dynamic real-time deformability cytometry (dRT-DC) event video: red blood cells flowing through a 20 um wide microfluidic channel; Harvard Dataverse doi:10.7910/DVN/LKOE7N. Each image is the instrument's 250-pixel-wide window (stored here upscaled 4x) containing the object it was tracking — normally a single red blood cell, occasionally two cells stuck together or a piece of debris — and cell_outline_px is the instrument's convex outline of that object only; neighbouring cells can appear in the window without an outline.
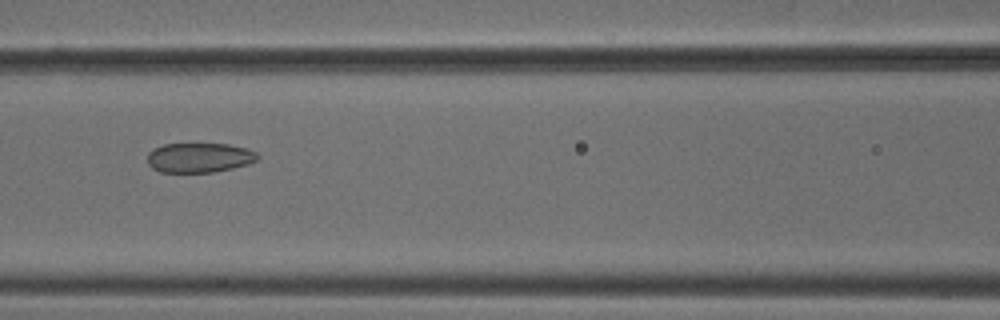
{"species": "common noctule bat (a hibernating species)", "species_latin": "Nyctalus noctula", "temperature_condition": "cold", "stored_images_in_passage": 8, "camera_frame_rate_fps": 3000, "um_per_image_px": 0.085, "animal": {"sex": "male", "body_mass_g": 18.8}, "frame": {"image": 1, "passage_image": 6, "time_ms": 1.667, "image_size_px": [1000, 320], "cell_outline_px": [[260, 156], [256, 160], [248, 164], [232, 168], [212, 172], [160, 172], [152, 168], [148, 164], [148, 152], [152, 148], [164, 144], [228, 144], [248, 148], [256, 152]], "centroid_in_image_um": [16.93, 13.39], "position_along_channel_um": 149.7, "area_um2": 19.13}}
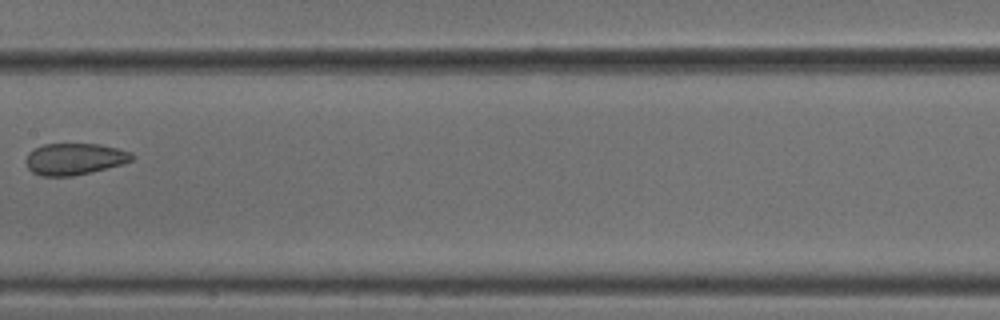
{"frame": {"image": 2, "passage_image": 7, "time_ms": 2.0, "image_size_px": [1000, 320], "cell_outline_px": [[132, 160], [120, 164], [72, 176], [40, 176], [32, 172], [28, 168], [24, 160], [28, 152], [44, 144], [100, 144], [132, 152]], "centroid_in_image_um": [6.27, 13.51], "position_along_channel_um": 201.1, "area_um2": 19.31}}
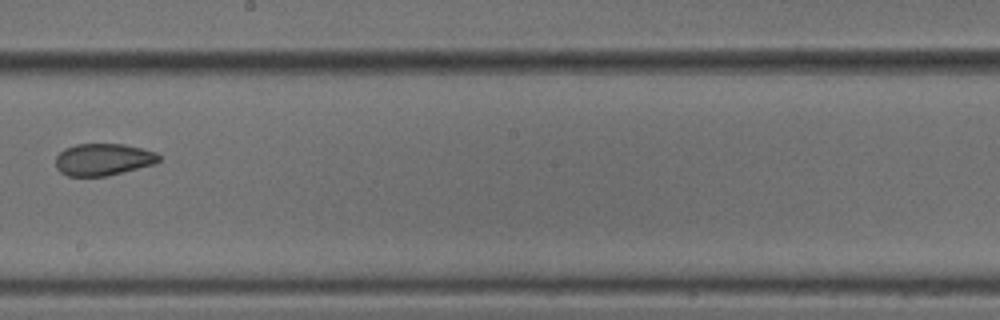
{"frame": {"image": 3, "passage_image": 8, "time_ms": 2.333, "image_size_px": [1000, 320], "cell_outline_px": [[160, 160], [152, 164], [104, 176], [68, 176], [60, 172], [56, 168], [56, 156], [64, 148], [76, 144], [124, 144], [156, 152], [160, 156]], "centroid_in_image_um": [8.72, 13.54], "position_along_channel_um": 239.5, "area_um2": 19.02}}